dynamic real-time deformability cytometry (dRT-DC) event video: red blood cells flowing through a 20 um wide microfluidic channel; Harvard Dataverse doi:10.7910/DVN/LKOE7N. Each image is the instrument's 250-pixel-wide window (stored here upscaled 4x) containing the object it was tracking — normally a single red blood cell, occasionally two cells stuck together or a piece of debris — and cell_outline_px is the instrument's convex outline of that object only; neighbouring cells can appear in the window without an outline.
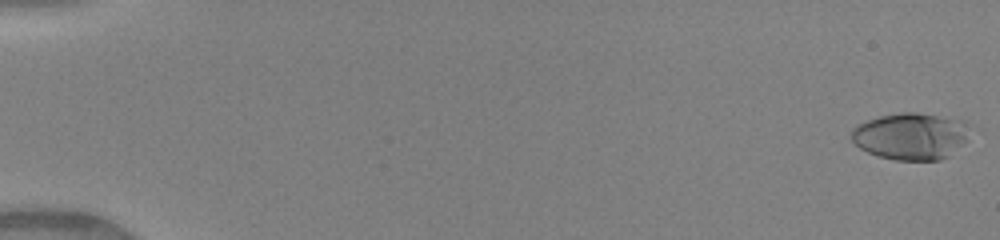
{"species": "human", "species_latin": "Homo sapiens", "temperature_condition": "warm", "stored_images_in_passage": 50, "camera_frame_rate_fps": 3000, "um_per_image_px": 0.085, "donor": {"sex": "female"}, "frame": {"image": 1, "passage_image": 1, "time_ms": 0.0, "image_size_px": [1000, 240], "cell_outline_px": [[972, 124], [964, 140], [948, 156], [940, 160], [896, 160], [876, 156], [860, 148], [852, 140], [852, 128], [856, 124], [880, 116], [900, 112], [916, 112], [964, 120]], "centroid_in_image_um": [77.4, 11.56], "position_along_channel_um": 7.6, "area_um2": 32.31}}
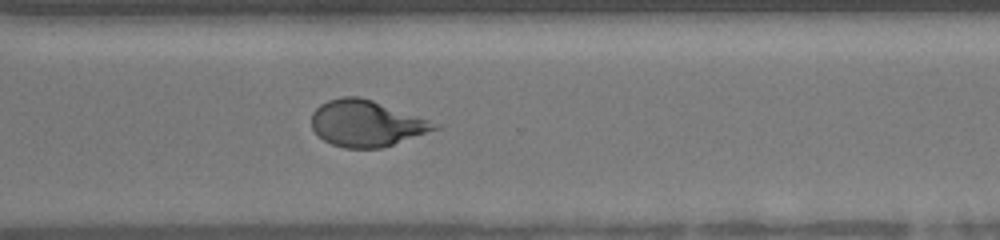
{"frame": {"image": 2, "passage_image": 38, "time_ms": 12.333, "image_size_px": [1000, 240], "cell_outline_px": [[440, 128], [380, 148], [344, 148], [332, 144], [324, 140], [312, 128], [312, 112], [320, 104], [328, 100], [344, 96], [360, 96], [372, 100], [440, 124]], "centroid_in_image_um": [31.11, 10.48], "position_along_channel_um": 339.5, "area_um2": 32.71}}
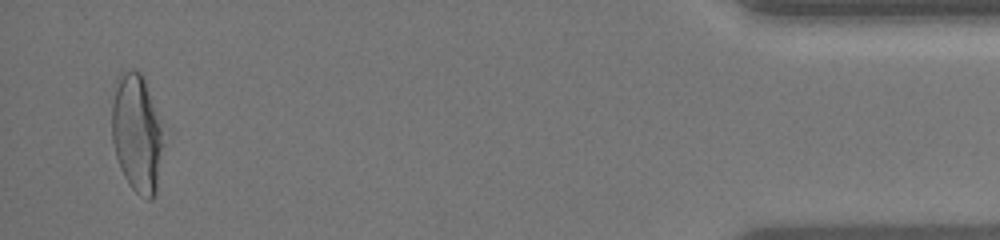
{"frame": {"image": 3, "passage_image": 49, "time_ms": 16.0, "image_size_px": [1000, 240], "cell_outline_px": [[160, 148], [156, 192], [152, 200], [148, 200], [140, 196], [128, 184], [120, 168], [116, 156], [112, 140], [112, 104], [120, 72], [132, 68], [140, 72], [144, 76], [160, 128]], "centroid_in_image_um": [11.57, 11.33], "position_along_channel_um": 423.6, "area_um2": 34.28}, "authors_computed_cell_mechanics": {"area_um2": 32.5414, "velocity_mm_per_s": 4.134, "shape_relaxation_time_tau1_ms": 9.0382, "shape_relaxation_time_tau2_ms": 1.1933, "deformation_change_tau1": 0.3065, "deformation_change_tau2": 0.0677}}